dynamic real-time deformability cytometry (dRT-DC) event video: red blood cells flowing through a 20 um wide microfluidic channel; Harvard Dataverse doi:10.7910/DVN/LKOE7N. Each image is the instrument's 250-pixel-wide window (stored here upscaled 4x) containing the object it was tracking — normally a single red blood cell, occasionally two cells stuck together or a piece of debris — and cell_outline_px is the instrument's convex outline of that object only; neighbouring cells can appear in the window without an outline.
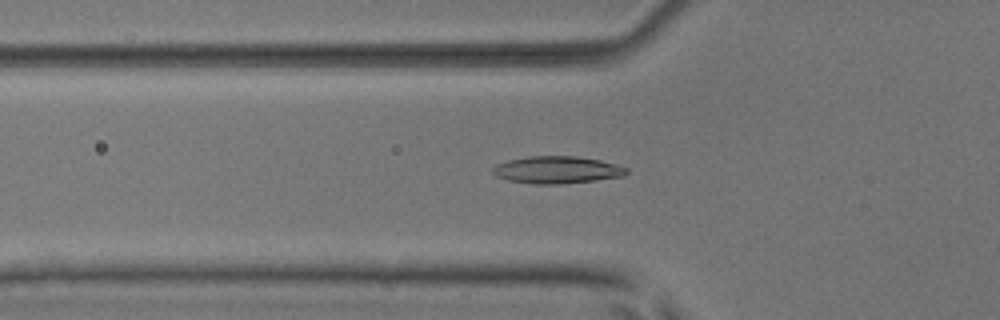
{"species": "common noctule bat (a hibernating species)", "species_latin": "Nyctalus noctula", "temperature_condition": "room temperature", "stored_images_in_passage": 49, "camera_frame_rate_fps": 3000, "um_per_image_px": 0.085, "animal": {"sex": "male", "body_mass_g": 17.9, "forearm_length_mm": 54.2}, "frame": {"image": 1, "passage_image": 19, "time_ms": 6.0, "image_size_px": [1000, 320], "cell_outline_px": [[628, 172], [624, 176], [596, 180], [560, 184], [536, 184], [508, 180], [496, 176], [492, 172], [492, 168], [496, 164], [508, 160], [528, 156], [576, 156], [600, 160], [616, 164], [628, 168]], "centroid_in_image_um": [47.35, 14.43], "position_along_channel_um": 78.5, "area_um2": 21.27}}
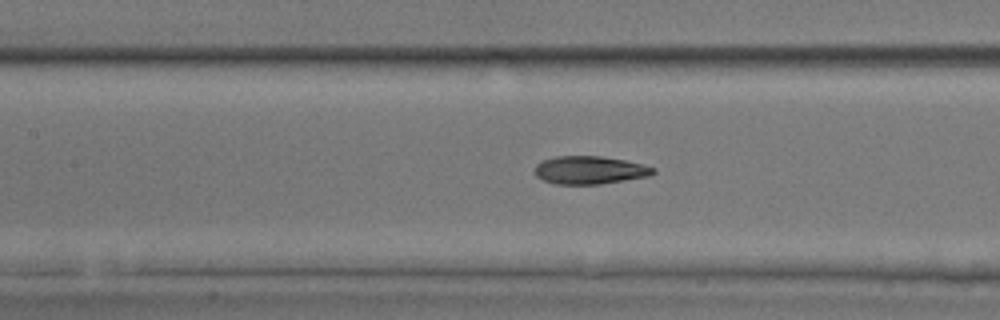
{"frame": {"image": 2, "passage_image": 25, "time_ms": 8.0, "image_size_px": [1000, 320], "cell_outline_px": [[656, 172], [648, 176], [600, 184], [556, 184], [544, 180], [536, 176], [536, 164], [544, 160], [556, 156], [600, 156], [624, 160], [656, 168]], "centroid_in_image_um": [50.13, 14.46], "position_along_channel_um": 157.3, "area_um2": 19.07}}
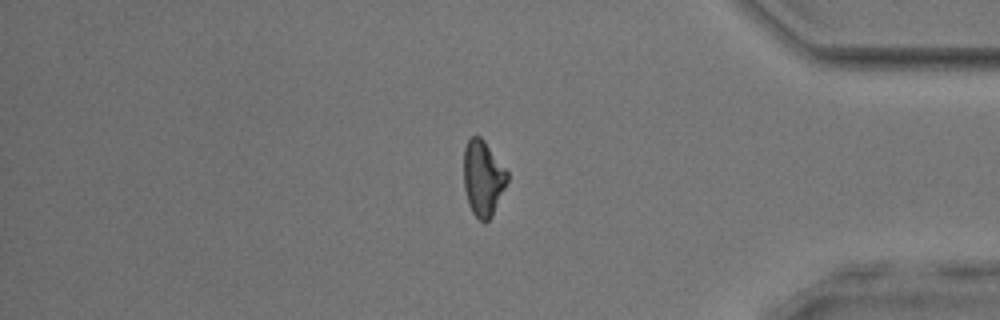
{"frame": {"image": 3, "passage_image": 45, "time_ms": 14.667, "image_size_px": [1000, 320], "cell_outline_px": [[508, 180], [492, 216], [484, 224], [472, 212], [468, 204], [464, 188], [464, 148], [468, 140], [472, 136], [480, 136], [484, 140], [508, 172]], "centroid_in_image_um": [41.05, 15.15], "position_along_channel_um": 394.2, "area_um2": 19.13}, "authors_computed_cell_mechanics": {"area_um2": 19.5364, "velocity_mm_per_s": 3.9178, "shape_relaxation_time_tau1_ms": null, "shape_relaxation_time_tau2_ms": 1.8108, "deformation_change_tau1": null, "deformation_change_tau2": 0.0782}}